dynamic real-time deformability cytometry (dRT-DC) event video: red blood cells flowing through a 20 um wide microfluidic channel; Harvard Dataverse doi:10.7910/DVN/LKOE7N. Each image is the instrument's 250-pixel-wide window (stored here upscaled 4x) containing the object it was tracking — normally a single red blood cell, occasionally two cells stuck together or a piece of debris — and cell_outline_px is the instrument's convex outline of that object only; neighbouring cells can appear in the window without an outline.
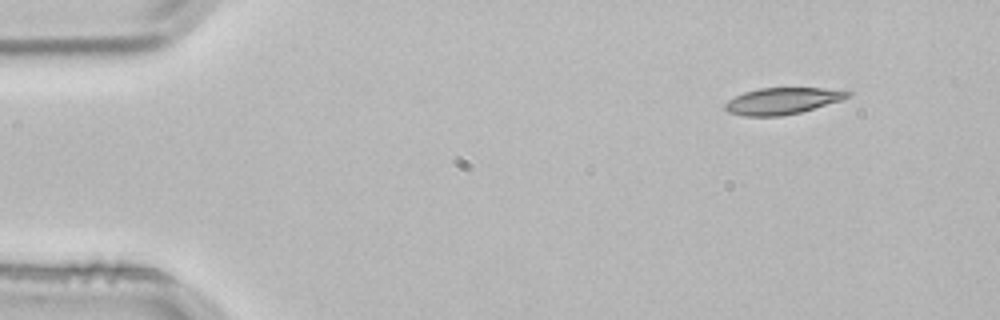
{"species": "common noctule bat (a hibernating species)", "species_latin": "Nyctalus noctula", "temperature_condition": "room temperature", "stored_images_in_passage": 3, "camera_frame_rate_fps": 3000, "um_per_image_px": 0.085, "animal": {"sex": "male", "body_mass_g": 21.5, "forearm_length_mm": 52.0}, "frame": {"image": 1, "passage_image": 3, "time_ms": 0.667, "image_size_px": [1000, 320], "cell_outline_px": [[852, 96], [840, 100], [800, 112], [780, 116], [744, 116], [728, 112], [724, 108], [724, 104], [728, 100], [744, 92], [760, 88], [820, 88], [852, 92]], "centroid_in_image_um": [66.46, 8.58], "position_along_channel_um": 18.5, "area_um2": 18.73}}